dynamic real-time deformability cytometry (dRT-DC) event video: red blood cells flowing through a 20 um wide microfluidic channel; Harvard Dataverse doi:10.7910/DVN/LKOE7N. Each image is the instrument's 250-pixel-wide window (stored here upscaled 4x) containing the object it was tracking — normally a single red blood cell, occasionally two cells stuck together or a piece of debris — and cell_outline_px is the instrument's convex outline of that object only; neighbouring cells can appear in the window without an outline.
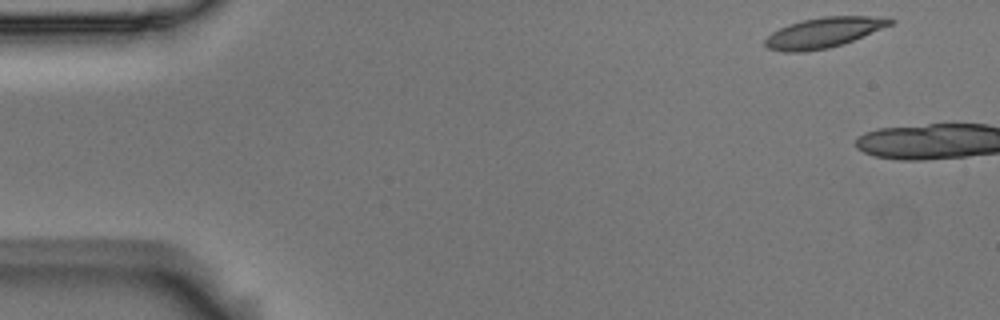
{"species": "Egyptian fruit bat (a non-hibernating species)", "species_latin": "Rousettus aegyptiacus", "temperature_condition": "room temperature", "stored_images_in_passage": 5, "camera_frame_rate_fps": 3000, "um_per_image_px": 0.085, "animal": {"sex": "male"}, "frame": {"image": 1, "passage_image": 5, "time_ms": 1.333, "image_size_px": [1000, 320], "cell_outline_px": [[896, 20], [892, 24], [852, 40], [828, 48], [804, 52], [784, 52], [768, 48], [764, 44], [764, 40], [772, 32], [788, 24], [804, 20], [824, 16], [892, 16]], "centroid_in_image_um": [70.03, 2.75], "position_along_channel_um": 15.0, "area_um2": 21.96}}